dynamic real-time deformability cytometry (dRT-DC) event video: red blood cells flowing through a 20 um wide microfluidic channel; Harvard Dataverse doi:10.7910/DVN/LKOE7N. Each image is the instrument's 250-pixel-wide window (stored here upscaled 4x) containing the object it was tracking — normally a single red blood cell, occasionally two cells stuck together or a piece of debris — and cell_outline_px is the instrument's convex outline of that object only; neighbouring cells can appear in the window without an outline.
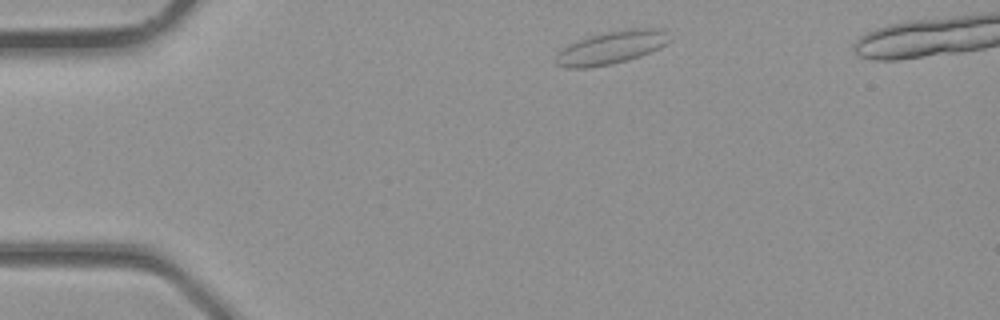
{"species": "common noctule bat (a hibernating species)", "species_latin": "Nyctalus noctula", "temperature_condition": "room temperature", "stored_images_in_passage": 4, "camera_frame_rate_fps": 3000, "um_per_image_px": 0.085, "animal": {"sex": "male", "body_mass_g": 23.1, "forearm_length_mm": 52.7}, "frame": {"image": 1, "passage_image": 4, "time_ms": 1.0, "image_size_px": [1000, 320], "cell_outline_px": [[668, 40], [660, 48], [640, 56], [628, 60], [612, 64], [588, 68], [568, 68], [556, 64], [556, 56], [564, 48], [580, 40], [592, 36], [608, 32], [632, 28], [656, 28], [664, 32]], "centroid_in_image_um": [51.95, 4.07], "position_along_channel_um": 33.0, "area_um2": 21.1}}